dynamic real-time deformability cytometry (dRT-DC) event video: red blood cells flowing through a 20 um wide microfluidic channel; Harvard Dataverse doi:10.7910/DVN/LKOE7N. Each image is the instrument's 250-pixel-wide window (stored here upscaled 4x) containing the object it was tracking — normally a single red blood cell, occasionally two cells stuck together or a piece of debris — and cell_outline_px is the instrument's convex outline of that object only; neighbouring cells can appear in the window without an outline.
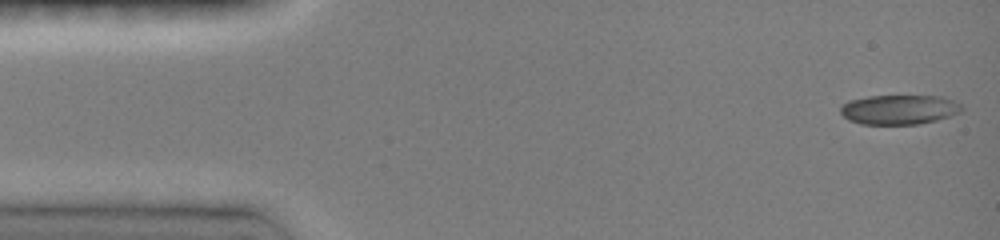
{"species": "common noctule bat (a hibernating species)", "species_latin": "Nyctalus noctula", "temperature_condition": "room temperature", "stored_images_in_passage": 15, "camera_frame_rate_fps": 3000, "um_per_image_px": 0.085, "animal": {"sex": "female", "body_mass_g": 19.0, "forearm_length_mm": 51.5}, "frame": {"image": 1, "passage_image": 1, "time_ms": 0.0, "image_size_px": [1000, 240], "cell_outline_px": [[964, 108], [960, 112], [936, 120], [916, 124], [860, 124], [848, 120], [840, 112], [840, 104], [848, 100], [868, 96], [944, 96], [964, 104]], "centroid_in_image_um": [76.42, 9.3], "position_along_channel_um": 8.6, "area_um2": 21.15}}
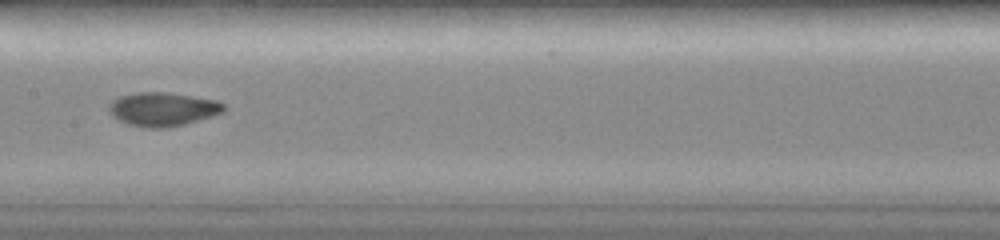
{"frame": {"image": 2, "passage_image": 8, "time_ms": 2.333, "image_size_px": [1000, 240], "cell_outline_px": [[224, 112], [212, 116], [184, 124], [164, 128], [148, 128], [128, 124], [112, 116], [108, 108], [108, 104], [112, 100], [120, 96], [140, 92], [164, 92], [192, 96], [216, 100], [224, 104]], "centroid_in_image_um": [13.82, 9.28], "position_along_channel_um": 193.6, "area_um2": 22.43}}
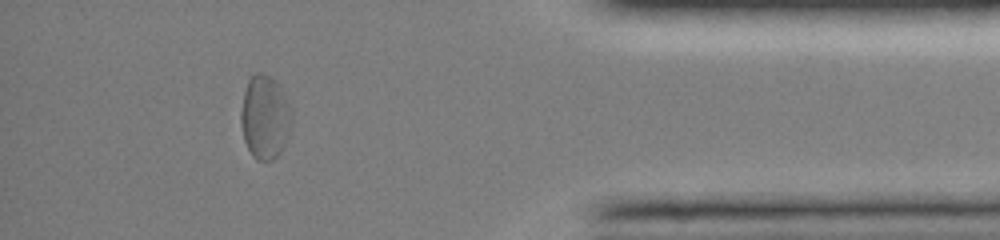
{"frame": {"image": 3, "passage_image": 14, "time_ms": 4.333, "image_size_px": [1000, 240], "cell_outline_px": [[292, 124], [284, 144], [280, 152], [272, 160], [256, 160], [252, 156], [244, 140], [240, 124], [240, 112], [244, 92], [248, 80], [256, 72], [264, 72], [280, 88], [292, 112]], "centroid_in_image_um": [22.49, 9.98], "position_along_channel_um": 412.7, "area_um2": 24.57}}